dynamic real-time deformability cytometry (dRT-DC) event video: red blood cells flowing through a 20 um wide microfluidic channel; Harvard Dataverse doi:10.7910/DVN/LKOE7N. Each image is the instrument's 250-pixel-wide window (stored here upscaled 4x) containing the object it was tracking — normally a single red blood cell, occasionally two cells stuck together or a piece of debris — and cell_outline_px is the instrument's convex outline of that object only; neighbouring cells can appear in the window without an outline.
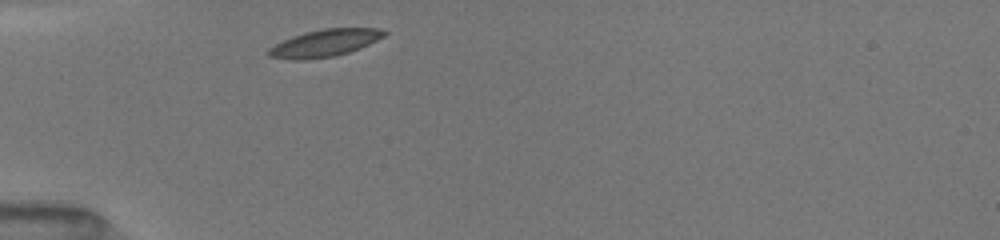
{"species": "common noctule bat (a hibernating species)", "species_latin": "Nyctalus noctula", "temperature_condition": "room temperature", "stored_images_in_passage": 31, "camera_frame_rate_fps": 3000, "um_per_image_px": 0.085, "animal": {"sex": "female", "body_mass_g": 19.5, "forearm_length_mm": 54.1}, "frame": {"image": 1, "passage_image": 1, "time_ms": 0.0, "image_size_px": [1000, 240], "cell_outline_px": [[388, 32], [384, 36], [360, 48], [348, 52], [332, 56], [304, 60], [292, 60], [268, 56], [268, 48], [292, 36], [304, 32], [324, 28], [380, 28]], "centroid_in_image_um": [27.59, 3.65], "position_along_channel_um": 57.4, "area_um2": 18.21}}
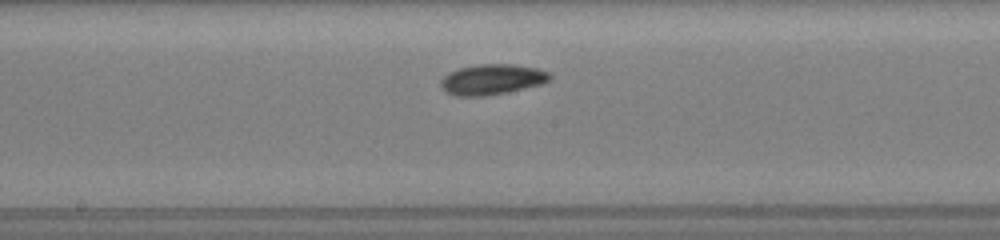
{"frame": {"image": 2, "passage_image": 13, "time_ms": 4.0, "image_size_px": [1000, 240], "cell_outline_px": [[552, 76], [548, 80], [540, 84], [504, 92], [484, 96], [456, 96], [444, 92], [440, 88], [440, 80], [448, 72], [456, 68], [480, 64], [512, 64], [536, 68], [548, 72]], "centroid_in_image_um": [41.73, 6.74], "position_along_channel_um": 206.5, "area_um2": 19.31}}
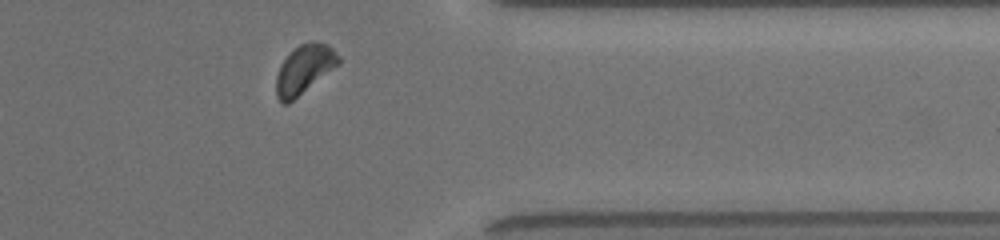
{"frame": {"image": 3, "passage_image": 27, "time_ms": 8.667, "image_size_px": [1000, 240], "cell_outline_px": [[340, 64], [288, 104], [284, 104], [276, 96], [276, 76], [280, 64], [288, 52], [300, 44], [312, 40], [316, 40], [328, 44], [340, 56]], "centroid_in_image_um": [25.86, 5.86], "position_along_channel_um": 385.5, "area_um2": 18.03}, "authors_computed_cell_mechanics": {"area_um2": 17.9758, "velocity_mm_per_s": 4.0191, "shape_relaxation_time_tau1_ms": 2.2391, "shape_relaxation_time_tau2_ms": 5.843, "deformation_change_tau1": 0.0859, "deformation_change_tau2": 0.1044}}